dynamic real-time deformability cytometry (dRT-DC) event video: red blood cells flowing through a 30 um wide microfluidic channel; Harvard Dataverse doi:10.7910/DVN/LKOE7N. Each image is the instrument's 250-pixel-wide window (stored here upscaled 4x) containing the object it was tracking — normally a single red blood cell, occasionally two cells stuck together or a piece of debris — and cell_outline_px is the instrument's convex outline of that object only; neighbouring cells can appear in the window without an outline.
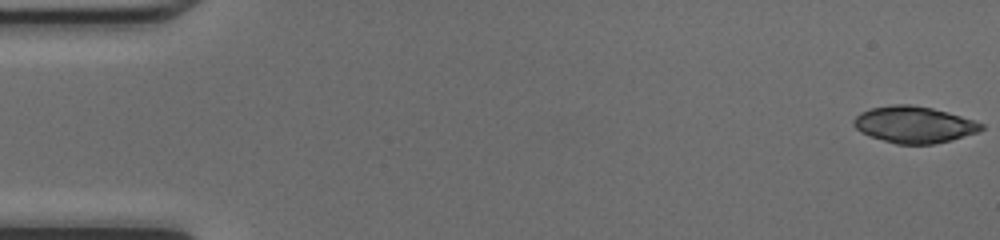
{"species": "common noctule bat (a hibernating species)", "species_latin": "Nyctalus noctula", "temperature_condition": "cold", "stored_images_in_passage": 48, "camera_frame_rate_fps": 3000, "um_per_image_px": 0.085, "animal": {"sex": "female", "body_mass_g": 17.0, "forearm_length_mm": 48.0}, "frame": {"image": 1, "passage_image": 1, "time_ms": 0.0, "image_size_px": [1000, 240], "cell_outline_px": [[984, 128], [976, 132], [952, 140], [932, 144], [896, 144], [860, 132], [852, 124], [852, 120], [860, 112], [872, 108], [892, 104], [908, 104], [932, 108], [948, 112], [976, 120], [984, 124]], "centroid_in_image_um": [77.7, 10.58], "position_along_channel_um": 7.3, "area_um2": 27.17}}
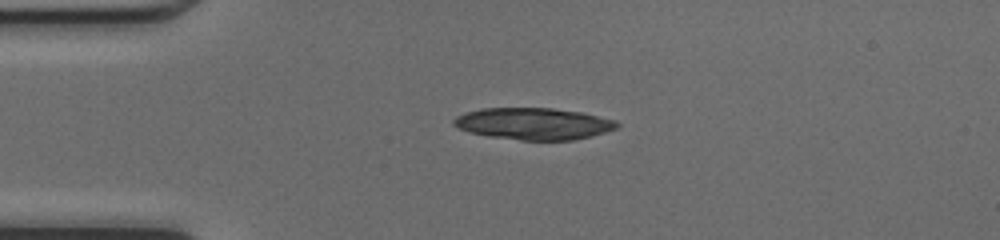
{"frame": {"image": 2, "passage_image": 12, "time_ms": 3.667, "image_size_px": [1000, 240], "cell_outline_px": [[620, 124], [616, 128], [604, 132], [572, 140], [520, 140], [488, 136], [472, 132], [460, 128], [452, 124], [452, 120], [456, 116], [480, 108], [552, 108], [580, 112], [616, 120]], "centroid_in_image_um": [45.34, 10.51], "position_along_channel_um": 39.7, "area_um2": 29.94}}
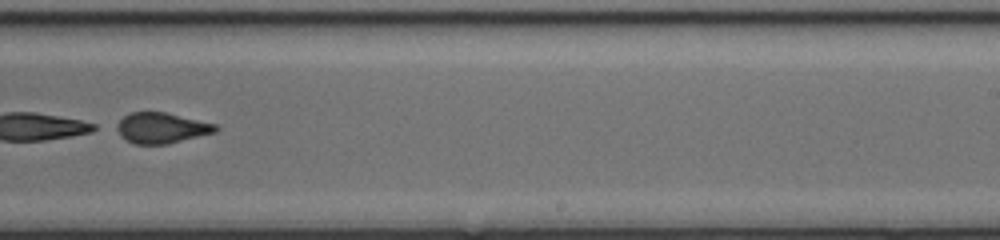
{"frame": {"image": 3, "passage_image": 31, "time_ms": 10.0, "image_size_px": [1000, 240], "cell_outline_px": [[220, 128], [216, 132], [168, 144], [136, 144], [120, 136], [112, 128], [124, 116], [132, 112], [164, 112], [216, 124]], "centroid_in_image_um": [13.7, 10.88], "position_along_channel_um": 275.3, "area_um2": 17.69}}